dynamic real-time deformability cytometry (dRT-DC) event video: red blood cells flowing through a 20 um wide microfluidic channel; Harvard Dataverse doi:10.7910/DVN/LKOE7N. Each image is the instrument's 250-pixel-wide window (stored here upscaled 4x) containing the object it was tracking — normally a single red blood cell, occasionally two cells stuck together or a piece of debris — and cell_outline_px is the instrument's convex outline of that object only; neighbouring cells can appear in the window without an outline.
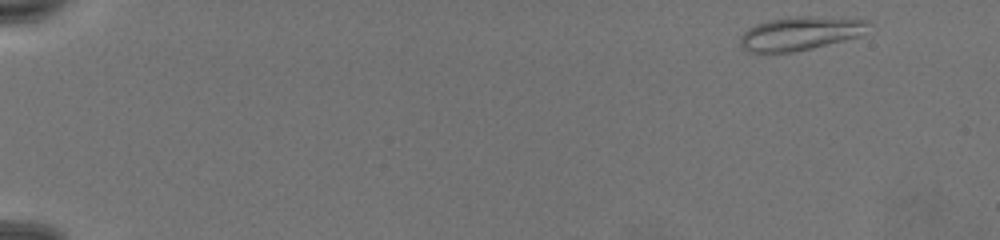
{"species": "common noctule bat (a hibernating species)", "species_latin": "Nyctalus noctula", "temperature_condition": "warm", "stored_images_in_passage": 71, "camera_frame_rate_fps": 3000, "um_per_image_px": 0.085, "animal": {"sex": "female", "body_mass_g": 19.5, "forearm_length_mm": 54.1}, "frame": {"image": 1, "passage_image": 3, "time_ms": 0.667, "image_size_px": [1000, 240], "cell_outline_px": [[872, 24], [864, 36], [812, 48], [792, 52], [748, 52], [740, 48], [740, 36], [748, 28], [756, 24], [768, 20], [796, 16], [812, 16], [868, 20]], "centroid_in_image_um": [68.06, 2.84], "position_along_channel_um": 16.9, "area_um2": 25.49}}
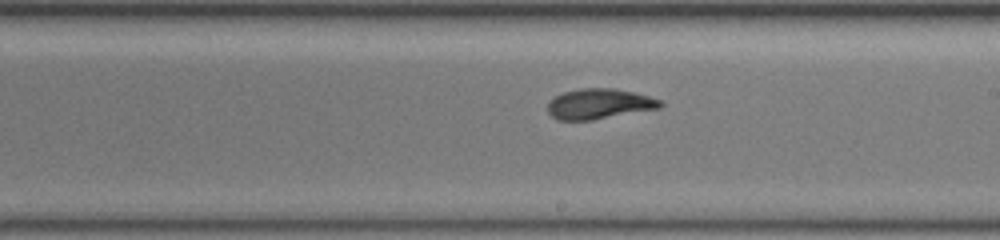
{"frame": {"image": 2, "passage_image": 43, "time_ms": 14.0, "image_size_px": [1000, 240], "cell_outline_px": [[664, 104], [660, 108], [592, 120], [556, 120], [548, 112], [548, 100], [564, 92], [580, 88], [616, 88], [648, 96], [660, 100]], "centroid_in_image_um": [50.91, 8.83], "position_along_channel_um": 238.1, "area_um2": 19.88}}
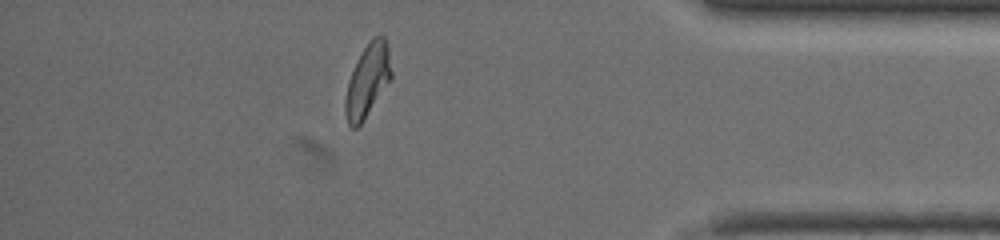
{"frame": {"image": 3, "passage_image": 63, "time_ms": 20.667, "image_size_px": [1000, 240], "cell_outline_px": [[392, 80], [360, 124], [356, 128], [352, 128], [348, 124], [344, 112], [344, 100], [348, 80], [356, 60], [368, 40], [372, 36], [384, 36], [388, 48], [392, 72]], "centroid_in_image_um": [31.24, 6.83], "position_along_channel_um": 404.0, "area_um2": 19.83}}